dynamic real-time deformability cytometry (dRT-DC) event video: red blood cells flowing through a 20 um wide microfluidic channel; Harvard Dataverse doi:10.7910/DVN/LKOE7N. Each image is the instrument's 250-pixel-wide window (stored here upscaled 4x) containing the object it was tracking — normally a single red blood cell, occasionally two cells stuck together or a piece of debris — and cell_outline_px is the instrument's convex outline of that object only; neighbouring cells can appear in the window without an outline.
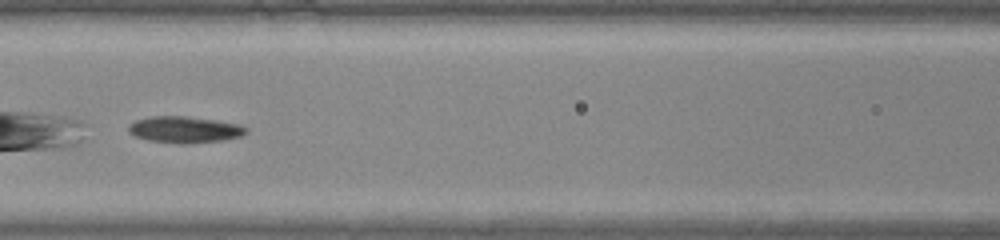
{"species": "common noctule bat (a hibernating species)", "species_latin": "Nyctalus noctula", "temperature_condition": "warm", "stored_images_in_passage": 30, "camera_frame_rate_fps": 3000, "um_per_image_px": 0.085, "animal": {"sex": "male", "body_mass_g": 20.0, "forearm_length_mm": 53.3}, "frame": {"image": 1, "passage_image": 12, "time_ms": 3.667, "image_size_px": [1000, 240], "cell_outline_px": [[248, 132], [240, 136], [224, 140], [148, 140], [136, 136], [128, 132], [128, 124], [136, 120], [152, 116], [184, 116], [216, 120], [240, 124], [248, 128]], "centroid_in_image_um": [15.7, 10.95], "position_along_channel_um": 150.9, "area_um2": 17.05}}
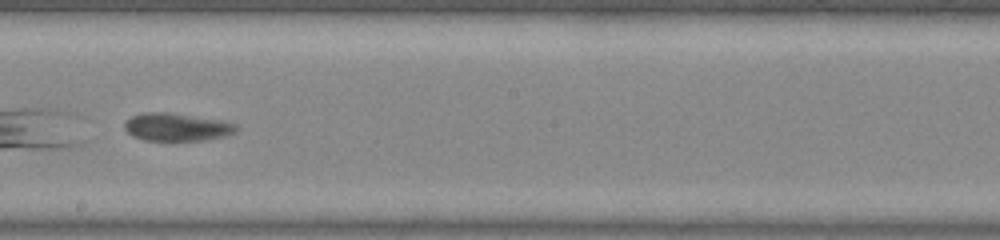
{"frame": {"image": 2, "passage_image": 18, "time_ms": 5.667, "image_size_px": [1000, 240], "cell_outline_px": [[236, 132], [224, 136], [208, 140], [144, 140], [132, 136], [124, 128], [124, 124], [132, 116], [144, 112], [168, 112], [224, 120], [236, 124]], "centroid_in_image_um": [15.04, 10.79], "position_along_channel_um": 233.2, "area_um2": 18.15}}
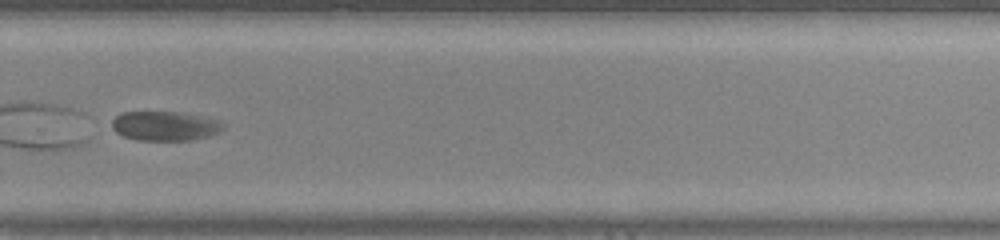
{"frame": {"image": 3, "passage_image": 24, "time_ms": 7.667, "image_size_px": [1000, 240], "cell_outline_px": [[224, 128], [220, 132], [212, 136], [192, 140], [136, 140], [124, 136], [116, 132], [112, 128], [112, 120], [120, 112], [184, 112], [220, 120], [224, 124]], "centroid_in_image_um": [14.07, 10.7], "position_along_channel_um": 315.7, "area_um2": 19.36}, "authors_computed_cell_mechanics": {"area_um2": 18.7272, "velocity_mm_per_s": 4.1193, "shape_relaxation_time_tau1_ms": 0.5509, "shape_relaxation_time_tau2_ms": null, "deformation_change_tau1": 0.2433, "deformation_change_tau2": null}}